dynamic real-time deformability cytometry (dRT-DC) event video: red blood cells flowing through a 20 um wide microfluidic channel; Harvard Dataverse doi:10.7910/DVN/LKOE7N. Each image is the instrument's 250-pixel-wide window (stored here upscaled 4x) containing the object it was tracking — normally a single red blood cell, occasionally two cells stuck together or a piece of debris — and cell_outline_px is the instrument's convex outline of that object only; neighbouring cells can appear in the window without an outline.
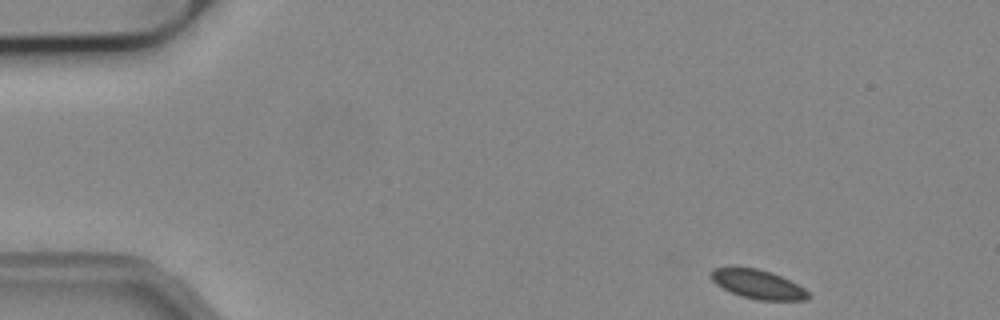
{"species": "common noctule bat (a hibernating species)", "species_latin": "Nyctalus noctula", "temperature_condition": "cold", "stored_images_in_passage": 50, "camera_frame_rate_fps": 3000, "um_per_image_px": 0.085, "animal": {"sex": "male", "body_mass_g": 19.2, "forearm_length_mm": 51.8}, "frame": {"image": 1, "passage_image": 1, "time_ms": 0.0, "image_size_px": [1000, 320], "cell_outline_px": [[812, 296], [808, 300], [760, 300], [744, 296], [732, 292], [716, 284], [712, 280], [712, 268], [756, 268], [772, 272], [804, 288]], "centroid_in_image_um": [64.48, 24.17], "position_along_channel_um": 20.5, "area_um2": 16.01}}
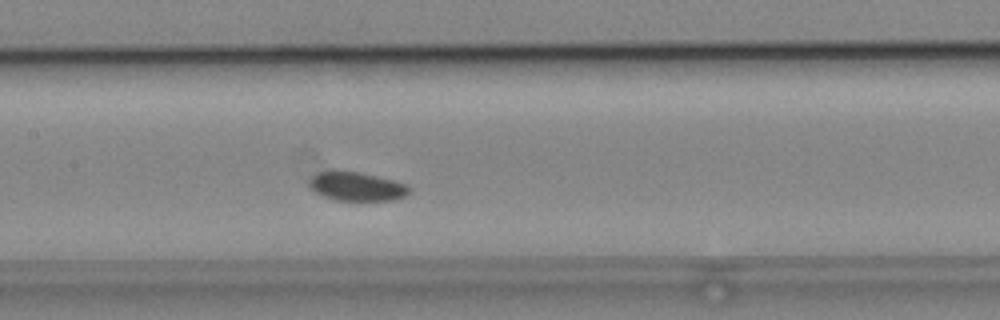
{"frame": {"image": 2, "passage_image": 21, "time_ms": 6.667, "image_size_px": [1000, 320], "cell_outline_px": [[412, 188], [404, 196], [396, 200], [336, 200], [324, 196], [316, 192], [308, 184], [308, 180], [312, 176], [320, 172], [356, 172], [392, 180], [404, 184]], "centroid_in_image_um": [30.32, 15.87], "position_along_channel_um": 177.1, "area_um2": 16.24}}
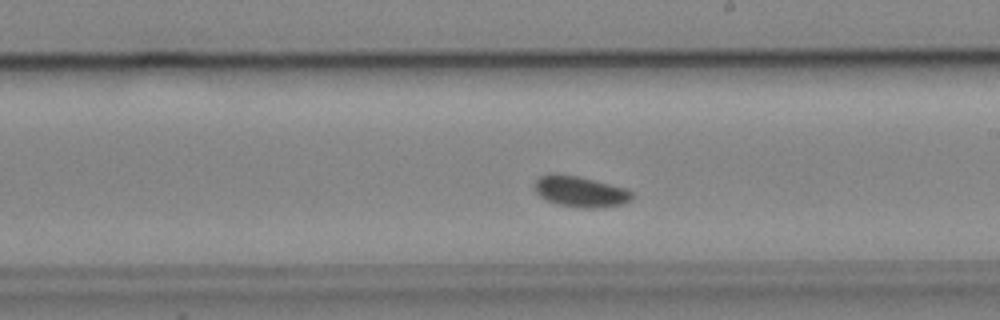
{"frame": {"image": 3, "passage_image": 26, "time_ms": 8.333, "image_size_px": [1000, 320], "cell_outline_px": [[632, 200], [624, 204], [600, 208], [580, 208], [556, 204], [540, 196], [536, 192], [532, 184], [540, 176], [552, 172], [556, 172], [580, 176], [624, 188], [632, 192]], "centroid_in_image_um": [49.29, 16.27], "position_along_channel_um": 239.7, "area_um2": 17.86}}